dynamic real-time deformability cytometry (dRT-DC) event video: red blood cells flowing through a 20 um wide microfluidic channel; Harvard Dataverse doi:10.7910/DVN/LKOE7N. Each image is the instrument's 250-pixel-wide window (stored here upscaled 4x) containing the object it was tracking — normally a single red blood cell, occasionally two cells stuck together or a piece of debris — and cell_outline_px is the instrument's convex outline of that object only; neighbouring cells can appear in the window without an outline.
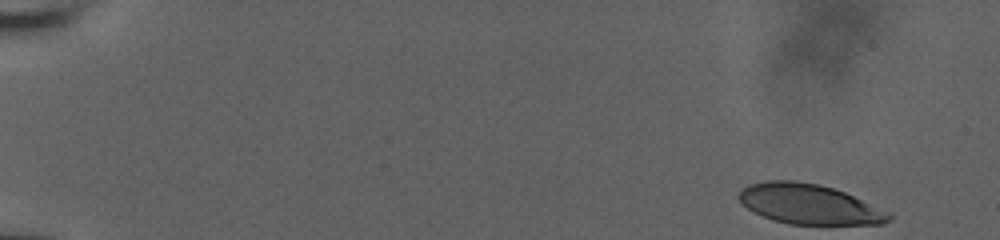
{"species": "human", "species_latin": "Homo sapiens", "temperature_condition": "room temperature", "stored_images_in_passage": 53, "camera_frame_rate_fps": 3000, "um_per_image_px": 0.085, "donor": {"sex": "male"}, "frame": {"image": 1, "passage_image": 1, "time_ms": 0.0, "image_size_px": [1000, 240], "cell_outline_px": [[892, 220], [884, 224], [788, 224], [772, 220], [740, 204], [736, 196], [748, 184], [768, 180], [792, 180], [820, 184], [844, 192], [892, 212]], "centroid_in_image_um": [68.8, 17.35], "position_along_channel_um": 16.2, "area_um2": 35.2}}
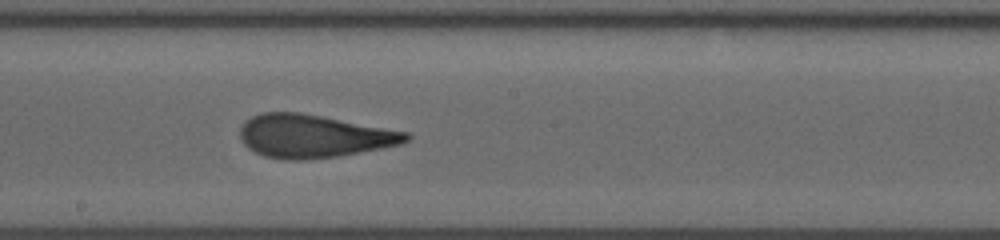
{"frame": {"image": 2, "passage_image": 30, "time_ms": 9.667, "image_size_px": [1000, 240], "cell_outline_px": [[412, 136], [408, 140], [400, 144], [380, 148], [336, 156], [304, 160], [284, 160], [264, 156], [248, 148], [240, 140], [240, 128], [244, 120], [260, 112], [300, 112], [408, 132]], "centroid_in_image_um": [26.59, 11.56], "position_along_channel_um": 221.6, "area_um2": 41.56}}
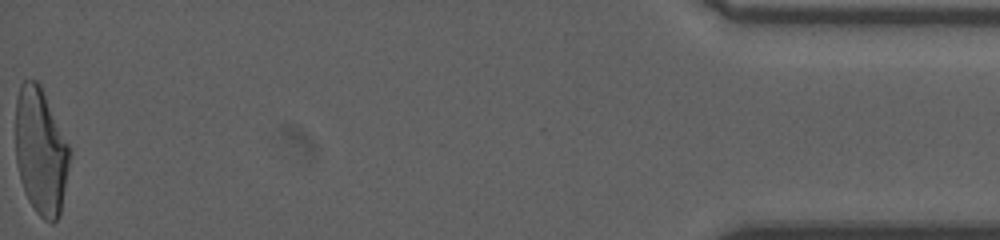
{"frame": {"image": 3, "passage_image": 53, "time_ms": 17.333, "image_size_px": [1000, 240], "cell_outline_px": [[72, 152], [60, 212], [56, 220], [52, 224], [44, 220], [36, 212], [28, 200], [24, 192], [20, 180], [16, 164], [16, 100], [20, 84], [24, 80], [36, 80], [40, 84]], "centroid_in_image_um": [3.46, 12.88], "position_along_channel_um": 431.7, "area_um2": 40.06}, "authors_computed_cell_mechanics": {"area_um2": 40.8068, "velocity_mm_per_s": 3.8686, "shape_relaxation_time_tau1_ms": 7.0892, "shape_relaxation_time_tau2_ms": 1.301, "deformation_change_tau1": 0.2325, "deformation_change_tau2": 0.0958}}